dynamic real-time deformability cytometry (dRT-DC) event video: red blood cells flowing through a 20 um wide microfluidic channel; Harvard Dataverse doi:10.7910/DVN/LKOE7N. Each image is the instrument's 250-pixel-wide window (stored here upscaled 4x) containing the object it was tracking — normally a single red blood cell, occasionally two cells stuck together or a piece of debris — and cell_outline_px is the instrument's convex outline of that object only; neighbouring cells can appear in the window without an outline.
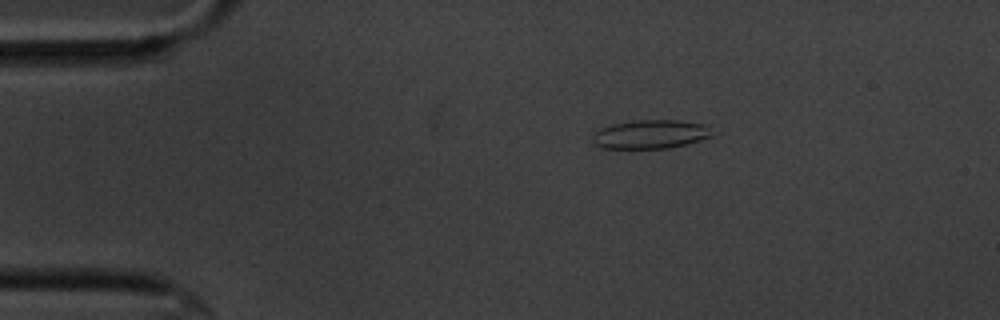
{"species": "common noctule bat (a hibernating species)", "species_latin": "Nyctalus noctula", "temperature_condition": "cold", "stored_images_in_passage": 57, "camera_frame_rate_fps": 3000, "um_per_image_px": 0.085, "animal": {"sex": "male", "body_mass_g": 20.1, "forearm_length_mm": 53.5}, "frame": {"image": 1, "passage_image": 10, "time_ms": 3.0, "image_size_px": [1000, 320], "cell_outline_px": [[712, 136], [688, 144], [668, 148], [600, 148], [592, 140], [592, 136], [600, 128], [612, 124], [636, 120], [680, 120], [704, 124]], "centroid_in_image_um": [55.26, 11.41], "position_along_channel_um": 29.7, "area_um2": 19.88}}
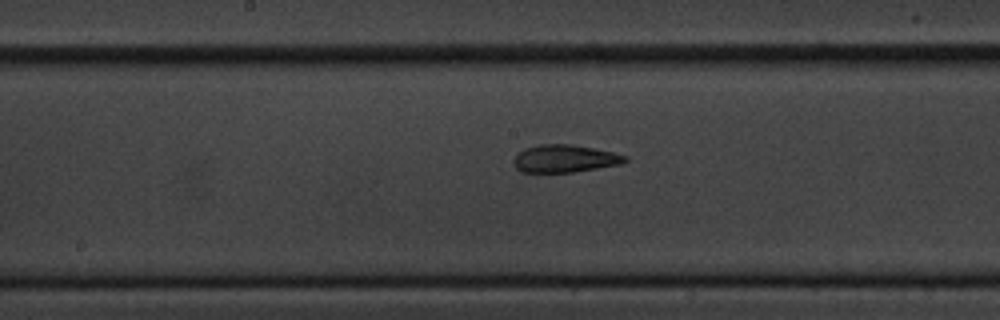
{"frame": {"image": 2, "passage_image": 29, "time_ms": 9.333, "image_size_px": [1000, 320], "cell_outline_px": [[628, 160], [620, 164], [572, 172], [524, 172], [516, 168], [512, 164], [512, 160], [516, 152], [524, 148], [536, 144], [572, 144], [612, 152], [628, 156]], "centroid_in_image_um": [47.93, 13.47], "position_along_channel_um": 200.3, "area_um2": 18.03}}
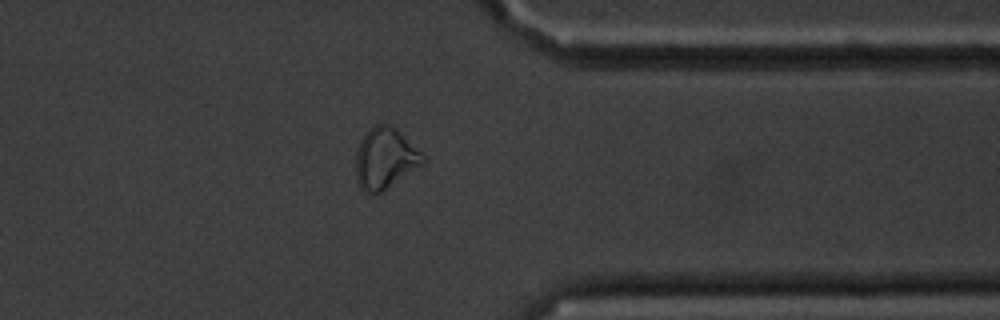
{"frame": {"image": 3, "passage_image": 45, "time_ms": 14.667, "image_size_px": [1000, 320], "cell_outline_px": [[428, 160], [424, 164], [380, 192], [364, 192], [360, 188], [356, 180], [356, 152], [360, 140], [368, 128], [376, 124], [388, 124], [428, 156]], "centroid_in_image_um": [32.75, 13.46], "position_along_channel_um": 378.7, "area_um2": 23.81}, "authors_computed_cell_mechanics": {"area_um2": 19.8254, "velocity_mm_per_s": 3.4743, "shape_relaxation_time_tau1_ms": 7.5173, "shape_relaxation_time_tau2_ms": 3.0286, "deformation_change_tau1": 0.1663, "deformation_change_tau2": 0.1221}}